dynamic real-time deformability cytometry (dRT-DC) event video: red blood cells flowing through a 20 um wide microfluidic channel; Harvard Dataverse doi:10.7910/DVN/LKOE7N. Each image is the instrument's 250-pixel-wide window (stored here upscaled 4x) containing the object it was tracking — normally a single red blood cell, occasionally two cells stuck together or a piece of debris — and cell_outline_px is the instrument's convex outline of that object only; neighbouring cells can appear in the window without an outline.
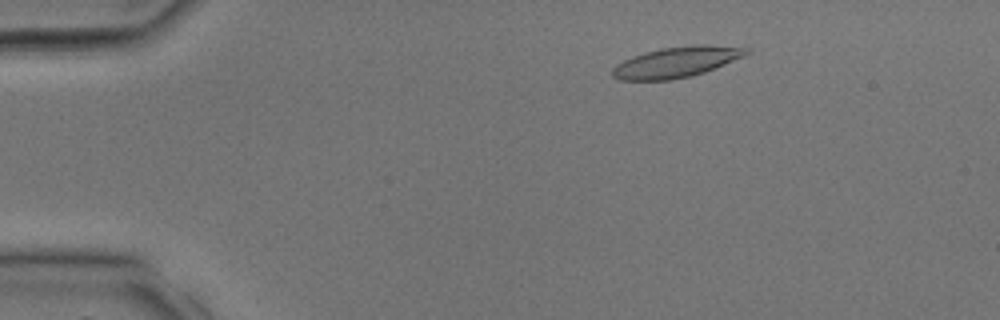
{"species": "common noctule bat (a hibernating species)", "species_latin": "Nyctalus noctula", "temperature_condition": "room temperature", "stored_images_in_passage": 32, "camera_frame_rate_fps": 3000, "um_per_image_px": 0.085, "animal": {"sex": "male", "body_mass_g": 17.9, "forearm_length_mm": 54.2}, "frame": {"image": 1, "passage_image": 5, "time_ms": 1.333, "image_size_px": [1000, 320], "cell_outline_px": [[752, 52], [744, 56], [704, 72], [692, 76], [672, 80], [620, 80], [612, 76], [612, 68], [616, 64], [632, 56], [644, 52], [660, 48], [696, 44], [704, 44], [748, 48]], "centroid_in_image_um": [57.48, 5.27], "position_along_channel_um": 27.5, "area_um2": 23.99}}
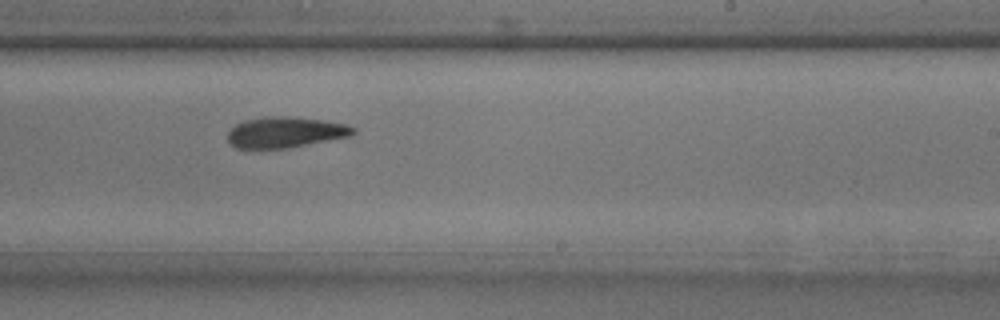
{"frame": {"image": 2, "passage_image": 20, "time_ms": 6.333, "image_size_px": [1000, 320], "cell_outline_px": [[356, 132], [352, 136], [288, 148], [236, 148], [228, 144], [228, 132], [236, 124], [244, 120], [272, 116], [288, 116], [320, 120], [348, 124], [356, 128]], "centroid_in_image_um": [24.27, 11.25], "position_along_channel_um": 264.7, "area_um2": 22.6}}
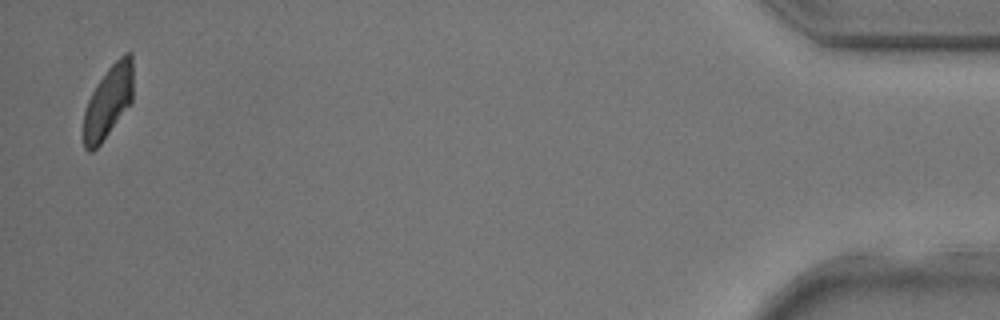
{"frame": {"image": 3, "passage_image": 32, "time_ms": 10.333, "image_size_px": [1000, 320], "cell_outline_px": [[132, 100], [100, 144], [92, 152], [88, 152], [84, 148], [84, 112], [88, 100], [92, 92], [108, 68], [124, 52], [132, 52]], "centroid_in_image_um": [9.19, 8.62], "position_along_channel_um": 426.0, "area_um2": 20.46}}